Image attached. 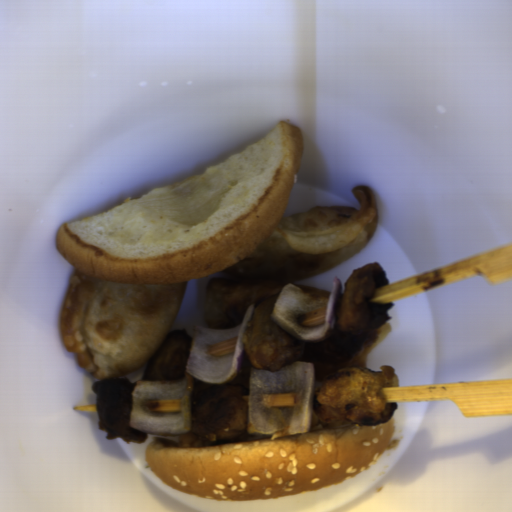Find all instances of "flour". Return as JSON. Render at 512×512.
<instances>
[{"label": "flour", "mask_w": 512, "mask_h": 512, "mask_svg": "<svg viewBox=\"0 0 512 512\" xmlns=\"http://www.w3.org/2000/svg\"><path fill=\"white\" fill-rule=\"evenodd\" d=\"M350 192L359 206L320 205L281 217L248 257L219 270L207 288L208 329L237 327L249 306L275 297L287 284L328 298L331 290L302 282L360 251L379 224L371 187L356 184Z\"/></svg>", "instance_id": "obj_1"}, {"label": "flour", "mask_w": 512, "mask_h": 512, "mask_svg": "<svg viewBox=\"0 0 512 512\" xmlns=\"http://www.w3.org/2000/svg\"><path fill=\"white\" fill-rule=\"evenodd\" d=\"M186 283L105 282L76 268L60 315L63 342L98 381L129 375L148 365L171 332Z\"/></svg>", "instance_id": "obj_2"}, {"label": "flour", "mask_w": 512, "mask_h": 512, "mask_svg": "<svg viewBox=\"0 0 512 512\" xmlns=\"http://www.w3.org/2000/svg\"><path fill=\"white\" fill-rule=\"evenodd\" d=\"M389 330L385 324L366 334H351L334 329L331 337L320 342L306 343L301 359L294 362H311L315 368V385L324 384V376L340 369L365 368L369 350L381 341Z\"/></svg>", "instance_id": "obj_3"}]
</instances>
